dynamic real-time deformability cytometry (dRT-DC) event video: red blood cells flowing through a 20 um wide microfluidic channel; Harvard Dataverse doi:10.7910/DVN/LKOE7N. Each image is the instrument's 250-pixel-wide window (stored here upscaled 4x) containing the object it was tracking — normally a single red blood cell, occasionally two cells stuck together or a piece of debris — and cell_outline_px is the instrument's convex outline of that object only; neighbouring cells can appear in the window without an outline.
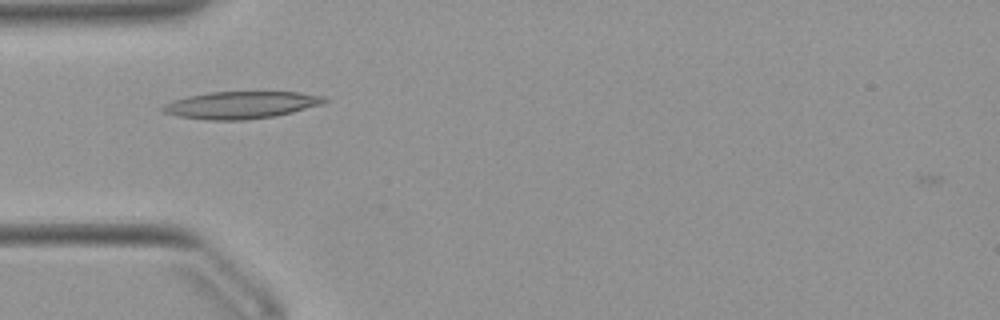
{"species": "Egyptian fruit bat (a non-hibernating species)", "species_latin": "Rousettus aegyptiacus", "temperature_condition": "warm", "stored_images_in_passage": 38, "camera_frame_rate_fps": 3000, "um_per_image_px": 0.085, "animal": {"sex": "female"}, "frame": {"image": 1, "passage_image": 2, "time_ms": 0.333, "image_size_px": [1000, 320], "cell_outline_px": [[332, 100], [324, 104], [276, 116], [244, 120], [204, 120], [176, 116], [164, 112], [160, 108], [164, 104], [172, 100], [188, 96], [208, 92], [300, 92], [328, 96]], "centroid_in_image_um": [20.54, 8.92], "position_along_channel_um": 64.5, "area_um2": 26.07}}
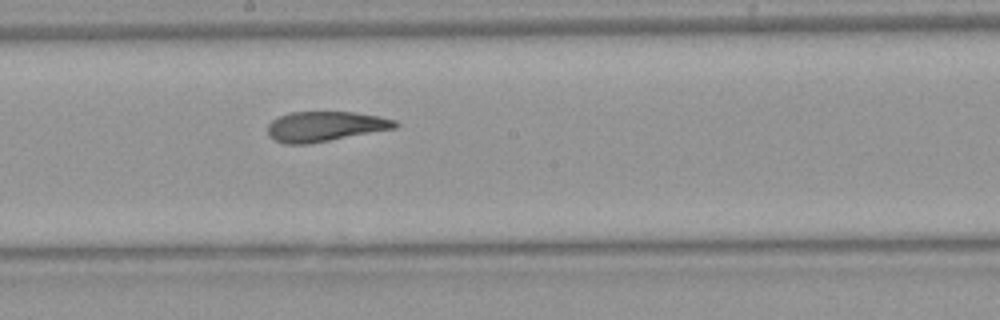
{"frame": {"image": 2, "passage_image": 14, "time_ms": 4.333, "image_size_px": [1000, 320], "cell_outline_px": [[400, 124], [396, 128], [308, 144], [284, 144], [272, 140], [268, 136], [268, 124], [272, 120], [280, 116], [292, 112], [352, 112], [380, 116], [396, 120]], "centroid_in_image_um": [27.62, 10.75], "position_along_channel_um": 220.6, "area_um2": 22.37}}
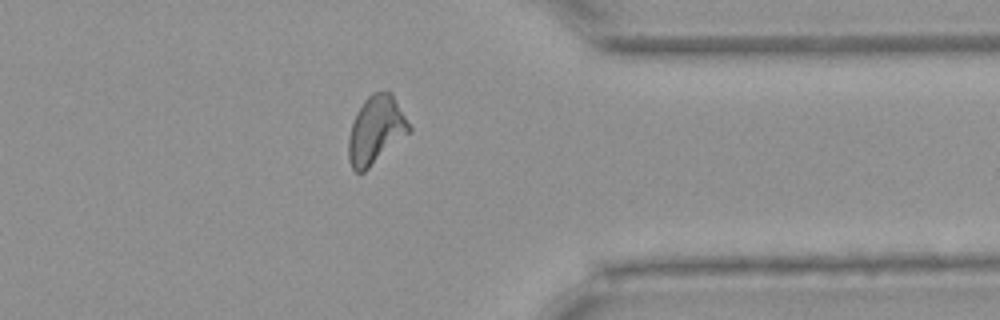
{"frame": {"image": 3, "passage_image": 27, "time_ms": 8.667, "image_size_px": [1000, 320], "cell_outline_px": [[412, 132], [364, 172], [356, 172], [352, 168], [348, 160], [348, 136], [356, 112], [364, 100], [372, 92], [392, 92], [412, 128]], "centroid_in_image_um": [31.96, 11.06], "position_along_channel_um": 379.4, "area_um2": 24.28}, "authors_computed_cell_mechanics": {"area_um2": 23.12, "velocity_mm_per_s": 3.9154, "shape_relaxation_time_tau1_ms": 7.3909, "shape_relaxation_time_tau2_ms": 1.7846, "deformation_change_tau1": 0.2222, "deformation_change_tau2": 0.0905}}